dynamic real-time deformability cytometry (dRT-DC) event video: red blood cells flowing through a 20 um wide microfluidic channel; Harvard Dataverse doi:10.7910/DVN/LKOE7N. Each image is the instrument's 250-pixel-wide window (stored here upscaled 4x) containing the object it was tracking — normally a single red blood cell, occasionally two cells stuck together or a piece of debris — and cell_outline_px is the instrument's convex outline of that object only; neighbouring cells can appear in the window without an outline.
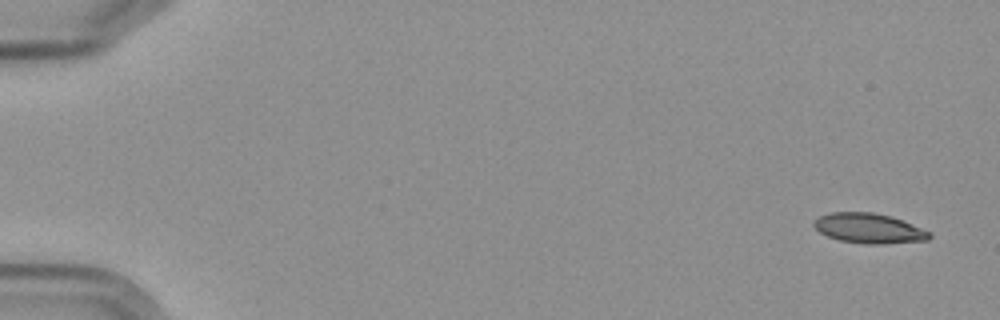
{"species": "Egyptian fruit bat (a non-hibernating species)", "species_latin": "Rousettus aegyptiacus", "temperature_condition": "cold", "stored_images_in_passage": 5, "segment_of_instrument_passage": [2, 2], "camera_frame_rate_fps": 3000, "um_per_image_px": 0.085, "frame": {"image": 1, "passage_image": 5, "time_ms": 5.667, "image_size_px": [1000, 320], "cell_outline_px": [[932, 236], [928, 240], [888, 244], [864, 244], [840, 240], [828, 236], [820, 232], [812, 224], [820, 216], [832, 212], [872, 212], [892, 216], [932, 232]], "centroid_in_image_um": [73.91, 19.41], "position_along_channel_um": 11.1, "area_um2": 20.23}}